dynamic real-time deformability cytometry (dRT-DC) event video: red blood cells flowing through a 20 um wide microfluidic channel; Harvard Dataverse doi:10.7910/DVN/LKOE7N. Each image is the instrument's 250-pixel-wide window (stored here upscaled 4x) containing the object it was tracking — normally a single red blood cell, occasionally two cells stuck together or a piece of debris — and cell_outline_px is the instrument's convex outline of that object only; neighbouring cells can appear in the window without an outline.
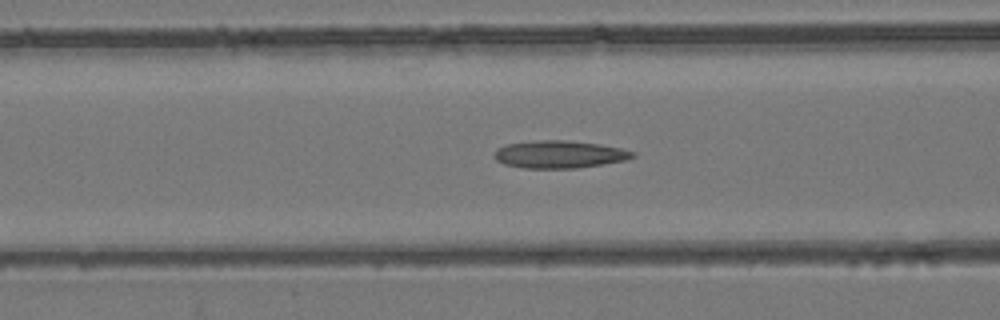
{"species": "common noctule bat (a hibernating species)", "species_latin": "Nyctalus noctula", "temperature_condition": "room temperature", "stored_images_in_passage": 38, "camera_frame_rate_fps": 3000, "um_per_image_px": 0.085, "animal": {"sex": "female", "body_mass_g": 24.6, "forearm_length_mm": 56.2}, "frame": {"image": 1, "passage_image": 12, "time_ms": 3.667, "image_size_px": [1000, 320], "cell_outline_px": [[636, 156], [624, 160], [604, 164], [576, 168], [524, 168], [504, 164], [496, 160], [492, 156], [492, 152], [496, 148], [504, 144], [536, 140], [564, 140], [600, 144], [620, 148], [636, 152]], "centroid_in_image_um": [47.49, 13.11], "position_along_channel_um": 119.1, "area_um2": 22.43}}
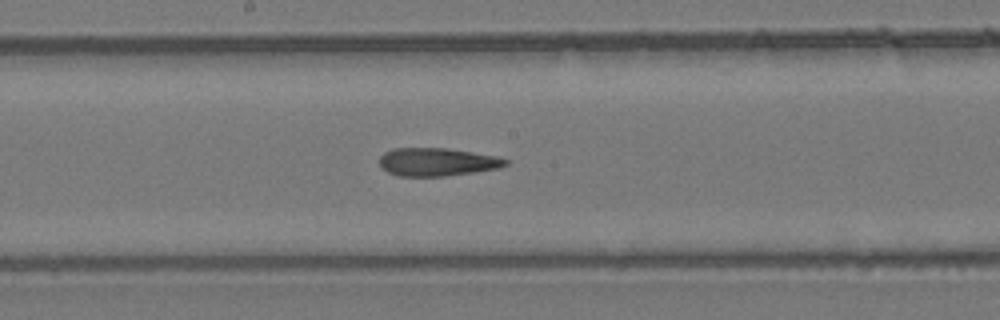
{"frame": {"image": 2, "passage_image": 19, "time_ms": 6.0, "image_size_px": [1000, 320], "cell_outline_px": [[508, 164], [496, 168], [472, 172], [444, 176], [400, 176], [388, 172], [380, 164], [380, 156], [384, 152], [392, 148], [448, 148], [496, 156], [508, 160]], "centroid_in_image_um": [37.13, 13.75], "position_along_channel_um": 211.1, "area_um2": 20.4}}
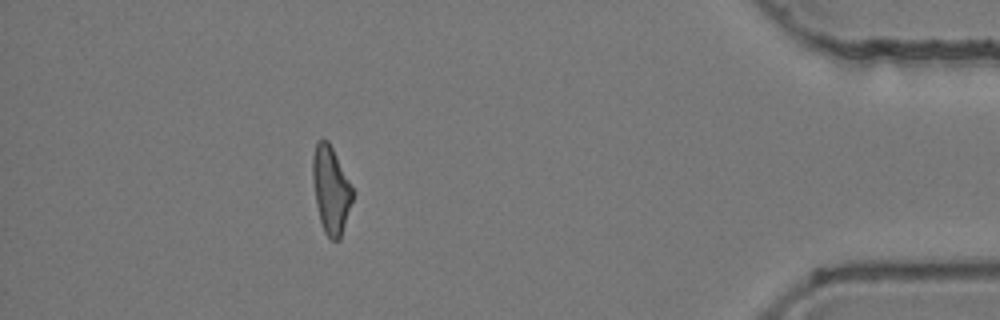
{"frame": {"image": 3, "passage_image": 38, "time_ms": 12.333, "image_size_px": [1000, 320], "cell_outline_px": [[356, 192], [340, 240], [332, 240], [324, 232], [320, 220], [316, 204], [312, 176], [312, 156], [316, 140], [328, 140]], "centroid_in_image_um": [28.15, 16.13], "position_along_channel_um": 407.1, "area_um2": 20.63}, "authors_computed_cell_mechanics": {"area_um2": 21.097, "velocity_mm_per_s": 3.938, "shape_relaxation_time_tau1_ms": 11.1363, "shape_relaxation_time_tau2_ms": 5.1367, "deformation_change_tau1": 0.2632, "deformation_change_tau2": 0.1854}}